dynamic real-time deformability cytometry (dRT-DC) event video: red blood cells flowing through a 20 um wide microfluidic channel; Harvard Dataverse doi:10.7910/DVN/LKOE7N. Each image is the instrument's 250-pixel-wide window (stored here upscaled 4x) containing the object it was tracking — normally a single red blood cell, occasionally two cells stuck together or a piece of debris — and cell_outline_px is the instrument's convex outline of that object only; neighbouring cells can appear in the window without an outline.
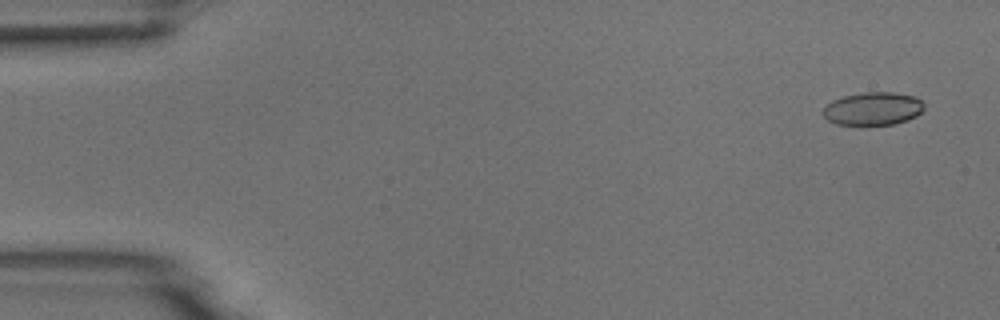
{"species": "common noctule bat (a hibernating species)", "species_latin": "Nyctalus noctula", "temperature_condition": "room temperature", "stored_images_in_passage": 4, "camera_frame_rate_fps": 3000, "um_per_image_px": 0.085, "animal": {"sex": "male", "body_mass_g": 18.8}, "frame": {"image": 1, "passage_image": 1, "time_ms": 0.0, "image_size_px": [1000, 320], "cell_outline_px": [[924, 108], [916, 116], [892, 124], [836, 124], [828, 120], [824, 116], [824, 108], [832, 100], [844, 96], [864, 92], [892, 92], [916, 96], [924, 104]], "centroid_in_image_um": [74.21, 9.22], "position_along_channel_um": 10.8, "area_um2": 19.13}}
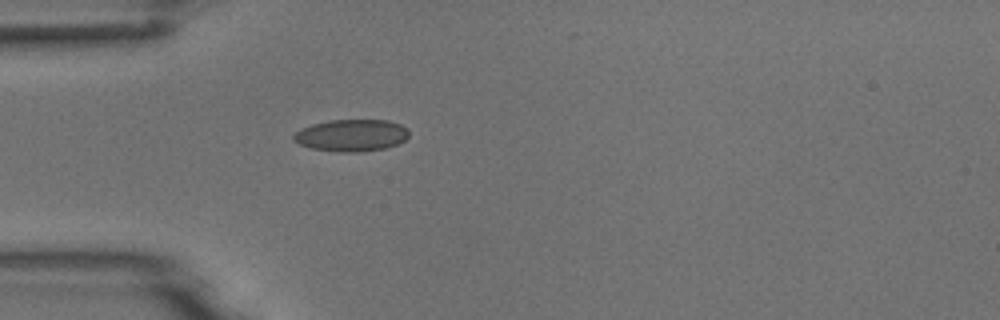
{"frame": {"image": 2, "passage_image": 4, "time_ms": 1.0, "image_size_px": [1000, 320], "cell_outline_px": [[408, 136], [404, 140], [396, 144], [384, 148], [360, 152], [340, 152], [312, 148], [300, 144], [292, 140], [292, 136], [300, 128], [312, 124], [328, 120], [388, 120], [400, 124], [408, 128]], "centroid_in_image_um": [29.85, 11.49], "position_along_channel_um": 55.1, "area_um2": 21.5}}